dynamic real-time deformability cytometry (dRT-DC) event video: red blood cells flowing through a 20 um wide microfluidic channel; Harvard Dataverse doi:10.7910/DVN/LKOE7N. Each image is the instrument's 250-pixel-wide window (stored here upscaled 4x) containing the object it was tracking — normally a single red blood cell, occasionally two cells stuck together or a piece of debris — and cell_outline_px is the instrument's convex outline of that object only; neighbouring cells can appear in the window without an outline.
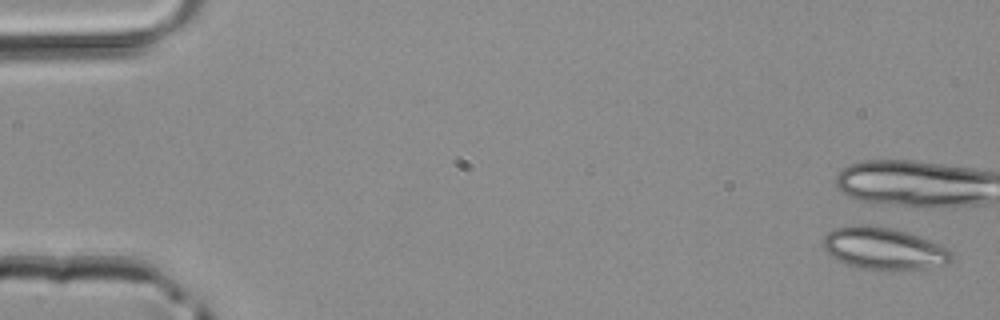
{"species": "common noctule bat (a hibernating species)", "species_latin": "Nyctalus noctula", "temperature_condition": "room temperature", "stored_images_in_passage": 5, "camera_frame_rate_fps": 3000, "um_per_image_px": 0.085, "animal": {"sex": "male", "body_mass_g": 20.4}, "frame": {"image": 1, "passage_image": 1, "time_ms": 0.0, "image_size_px": [1000, 320], "cell_outline_px": [[952, 260], [948, 264], [924, 268], [876, 272], [860, 268], [848, 264], [840, 260], [828, 252], [824, 248], [824, 236], [828, 232], [836, 228], [852, 224], [872, 224], [896, 228], [940, 244], [948, 248], [952, 252]], "centroid_in_image_um": [75.16, 21.12], "position_along_channel_um": 9.8, "area_um2": 31.96}}